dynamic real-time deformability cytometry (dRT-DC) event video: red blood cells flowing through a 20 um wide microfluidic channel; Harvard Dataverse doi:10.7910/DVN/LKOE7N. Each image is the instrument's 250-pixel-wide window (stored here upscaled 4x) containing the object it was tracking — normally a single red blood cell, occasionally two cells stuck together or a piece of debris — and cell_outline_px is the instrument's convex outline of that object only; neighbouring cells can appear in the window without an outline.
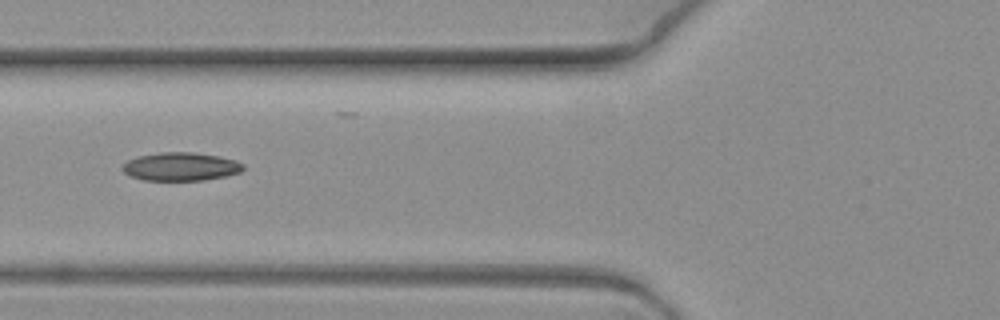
{"species": "common noctule bat (a hibernating species)", "species_latin": "Nyctalus noctula", "temperature_condition": "warm", "stored_images_in_passage": 3, "camera_frame_rate_fps": 3000, "um_per_image_px": 0.085, "animal": {"sex": "female", "body_mass_g": 19.3, "forearm_length_mm": 54.1}, "frame": {"image": 1, "passage_image": 2, "time_ms": 0.333, "image_size_px": [1000, 320], "cell_outline_px": [[244, 168], [240, 172], [224, 176], [204, 180], [144, 180], [132, 176], [124, 172], [120, 168], [128, 160], [140, 156], [160, 152], [192, 152], [216, 156], [236, 160], [244, 164]], "centroid_in_image_um": [15.36, 14.16], "position_along_channel_um": 110.4, "area_um2": 19.71}}